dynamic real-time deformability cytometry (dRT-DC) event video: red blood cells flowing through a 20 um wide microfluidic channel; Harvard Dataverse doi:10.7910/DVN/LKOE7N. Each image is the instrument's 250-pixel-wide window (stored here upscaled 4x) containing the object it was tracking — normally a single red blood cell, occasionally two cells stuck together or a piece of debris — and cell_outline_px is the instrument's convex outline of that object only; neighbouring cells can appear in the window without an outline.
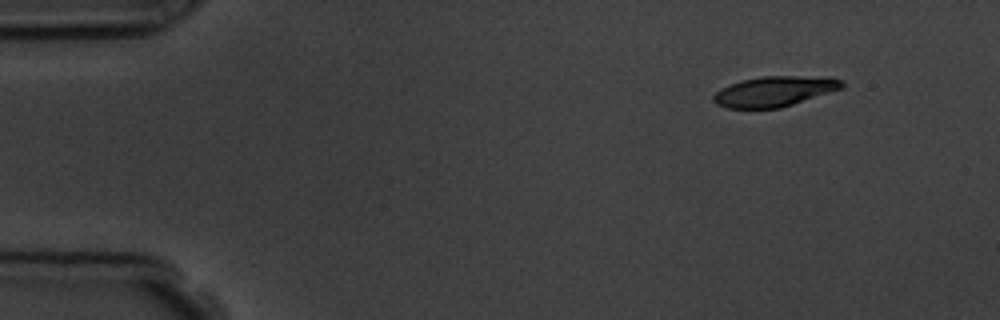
{"species": "common noctule bat (a hibernating species)", "species_latin": "Nyctalus noctula", "temperature_condition": "room temperature", "stored_images_in_passage": 4, "segment_of_instrument_passage": [2, 2], "camera_frame_rate_fps": 3000, "um_per_image_px": 0.085, "animal": {"sex": "male", "body_mass_g": 19.5, "forearm_length_mm": 54.6}, "frame": {"image": 1, "passage_image": 4, "time_ms": 4.333, "image_size_px": [1000, 320], "cell_outline_px": [[844, 88], [780, 108], [728, 108], [716, 104], [712, 100], [712, 96], [720, 88], [744, 80], [764, 76], [832, 76], [844, 80]], "centroid_in_image_um": [65.89, 7.75], "position_along_channel_um": 19.1, "area_um2": 22.77}}